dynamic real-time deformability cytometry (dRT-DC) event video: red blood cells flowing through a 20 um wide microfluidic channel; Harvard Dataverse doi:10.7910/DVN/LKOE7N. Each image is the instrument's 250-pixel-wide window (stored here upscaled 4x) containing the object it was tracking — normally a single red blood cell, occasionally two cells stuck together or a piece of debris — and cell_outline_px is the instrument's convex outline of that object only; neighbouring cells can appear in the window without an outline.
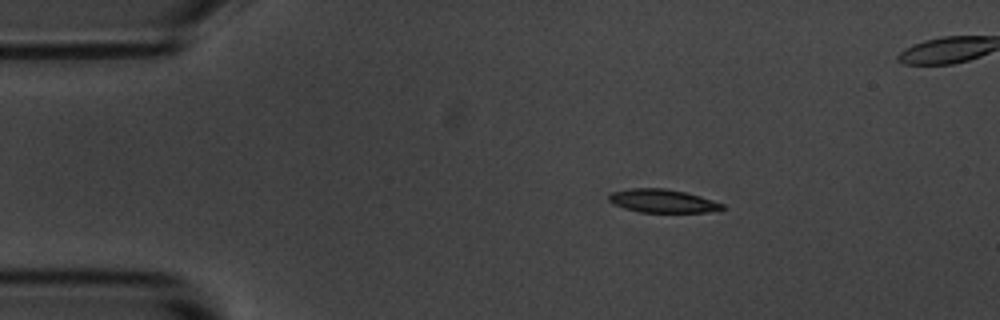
{"species": "common noctule bat (a hibernating species)", "species_latin": "Nyctalus noctula", "temperature_condition": "room temperature", "stored_images_in_passage": 3, "camera_frame_rate_fps": 3000, "um_per_image_px": 0.085, "animal": {"sex": "male", "body_mass_g": 20.1, "forearm_length_mm": 53.5}, "frame": {"image": 1, "passage_image": 1, "time_ms": 0.0, "image_size_px": [1000, 320], "cell_outline_px": [[724, 208], [708, 212], [640, 212], [624, 208], [612, 204], [608, 200], [608, 196], [612, 192], [632, 188], [664, 188], [684, 192], [700, 196], [724, 204]], "centroid_in_image_um": [56.28, 17.08], "position_along_channel_um": 28.7, "area_um2": 15.32}}